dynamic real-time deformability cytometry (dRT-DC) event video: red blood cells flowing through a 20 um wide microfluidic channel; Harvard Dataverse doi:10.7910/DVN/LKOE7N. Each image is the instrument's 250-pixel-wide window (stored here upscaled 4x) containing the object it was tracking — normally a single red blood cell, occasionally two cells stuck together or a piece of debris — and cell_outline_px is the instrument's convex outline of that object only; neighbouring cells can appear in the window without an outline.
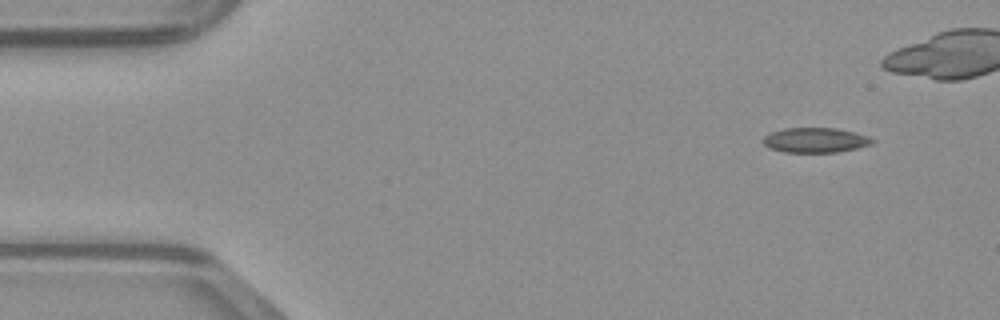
{"species": "common noctule bat (a hibernating species)", "species_latin": "Nyctalus noctula", "temperature_condition": "warm", "stored_images_in_passage": 36, "camera_frame_rate_fps": 3000, "um_per_image_px": 0.085, "animal": {"sex": "male", "body_mass_g": 23.1, "forearm_length_mm": 52.7}, "frame": {"image": 1, "passage_image": 1, "time_ms": 0.0, "image_size_px": [1000, 320], "cell_outline_px": [[876, 140], [872, 144], [856, 148], [836, 152], [784, 152], [768, 148], [764, 144], [764, 136], [772, 132], [784, 128], [836, 128], [868, 136]], "centroid_in_image_um": [69.3, 11.91], "position_along_channel_um": 15.7, "area_um2": 15.72}}
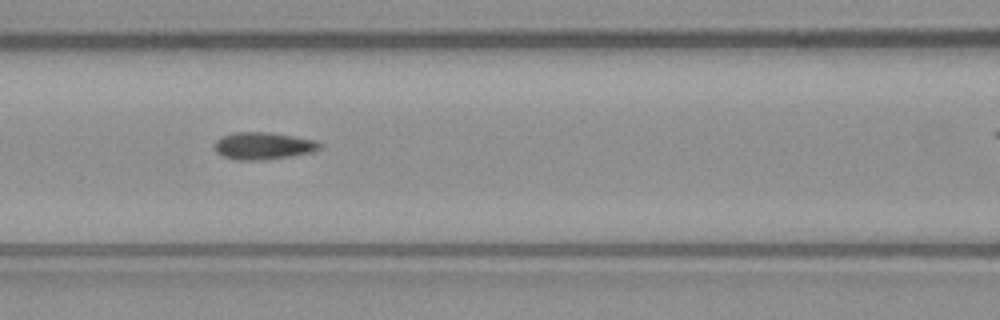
{"frame": {"image": 2, "passage_image": 17, "time_ms": 5.333, "image_size_px": [1000, 320], "cell_outline_px": [[320, 148], [312, 152], [292, 156], [256, 160], [240, 160], [224, 156], [216, 152], [216, 140], [232, 132], [268, 132], [316, 140], [320, 144]], "centroid_in_image_um": [22.38, 12.39], "position_along_channel_um": 144.2, "area_um2": 16.36}}
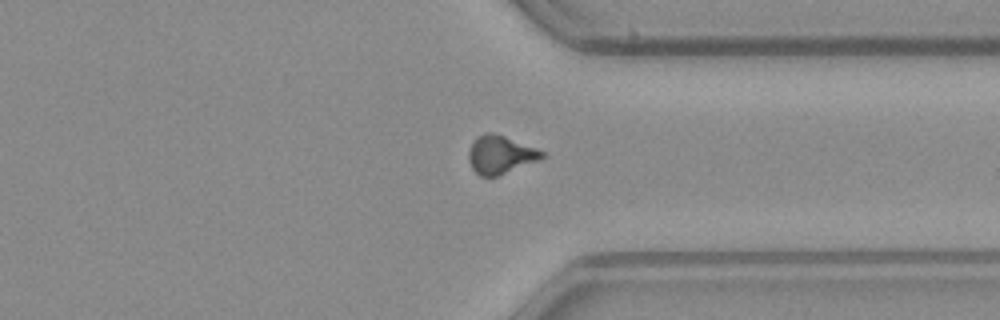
{"frame": {"image": 3, "passage_image": 33, "time_ms": 10.667, "image_size_px": [1000, 320], "cell_outline_px": [[548, 152], [544, 156], [536, 160], [496, 176], [480, 176], [472, 168], [468, 160], [468, 152], [476, 136], [484, 132], [496, 132]], "centroid_in_image_um": [42.52, 13.1], "position_along_channel_um": 368.9, "area_um2": 16.3}}